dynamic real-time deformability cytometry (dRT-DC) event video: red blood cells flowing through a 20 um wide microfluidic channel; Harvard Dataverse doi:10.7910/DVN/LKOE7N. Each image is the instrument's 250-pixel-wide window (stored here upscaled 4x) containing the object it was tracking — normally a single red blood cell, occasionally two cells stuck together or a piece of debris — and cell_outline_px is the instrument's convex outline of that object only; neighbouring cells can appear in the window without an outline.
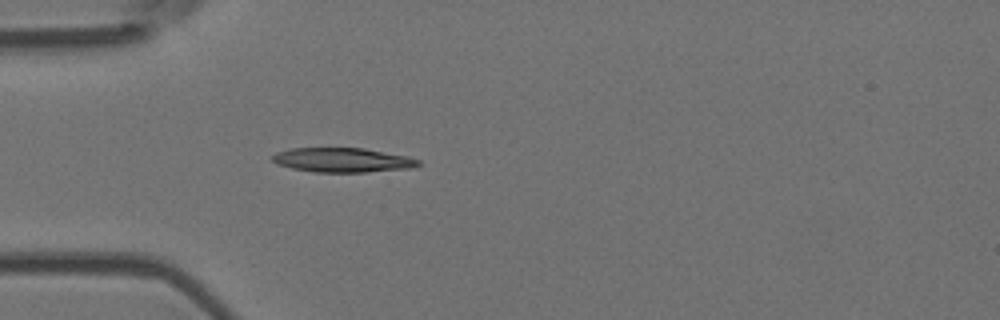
{"species": "Egyptian fruit bat (a non-hibernating species)", "species_latin": "Rousettus aegyptiacus", "temperature_condition": "room temperature", "stored_images_in_passage": 5, "camera_frame_rate_fps": 3000, "um_per_image_px": 0.085, "animal": {"sex": "female"}, "frame": {"image": 1, "passage_image": 5, "time_ms": 1.333, "image_size_px": [1000, 320], "cell_outline_px": [[420, 164], [412, 168], [364, 172], [316, 172], [292, 168], [276, 164], [272, 160], [272, 156], [276, 152], [292, 148], [364, 148], [408, 156], [420, 160]], "centroid_in_image_um": [29.12, 13.6], "position_along_channel_um": 55.9, "area_um2": 20.75}}